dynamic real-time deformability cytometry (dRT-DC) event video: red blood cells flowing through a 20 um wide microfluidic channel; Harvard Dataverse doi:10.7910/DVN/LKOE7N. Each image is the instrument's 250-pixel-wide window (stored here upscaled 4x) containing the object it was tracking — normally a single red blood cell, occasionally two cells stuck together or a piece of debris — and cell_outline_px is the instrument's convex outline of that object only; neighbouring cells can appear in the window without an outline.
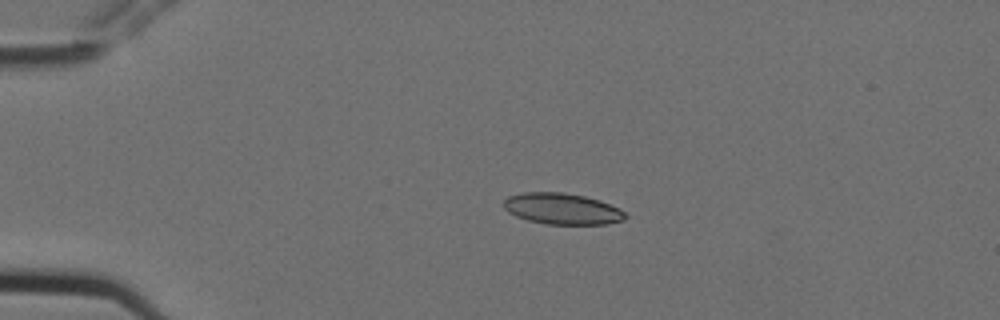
{"species": "Egyptian fruit bat (a non-hibernating species)", "species_latin": "Rousettus aegyptiacus", "temperature_condition": "cold", "stored_images_in_passage": 10, "camera_frame_rate_fps": 3000, "um_per_image_px": 0.085, "animal": {"sex": "female"}, "frame": {"image": 1, "passage_image": 3, "time_ms": 0.667, "image_size_px": [1000, 320], "cell_outline_px": [[628, 216], [624, 220], [608, 224], [548, 224], [528, 220], [516, 216], [508, 212], [504, 208], [504, 200], [508, 196], [524, 192], [564, 192], [584, 196], [600, 200], [620, 208]], "centroid_in_image_um": [47.81, 17.74], "position_along_channel_um": 37.2, "area_um2": 22.2}}
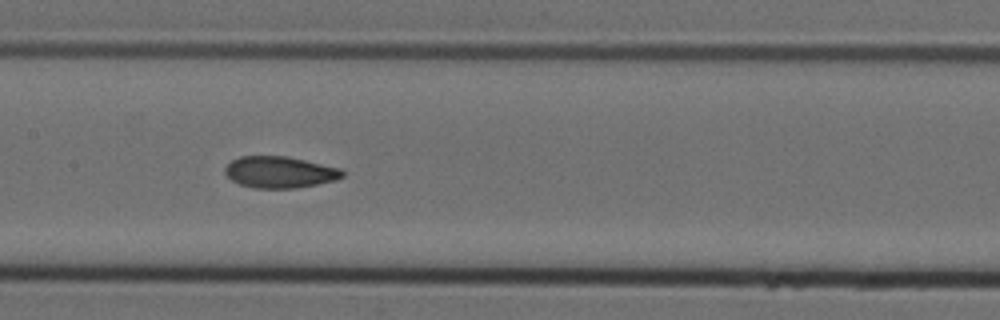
{"frame": {"image": 2, "passage_image": 7, "time_ms": 2.0, "image_size_px": [1000, 320], "cell_outline_px": [[344, 176], [336, 180], [296, 188], [252, 188], [240, 184], [232, 180], [224, 172], [224, 168], [232, 160], [240, 156], [288, 156], [340, 168], [344, 172]], "centroid_in_image_um": [23.77, 14.63], "position_along_channel_um": 183.6, "area_um2": 21.56}}
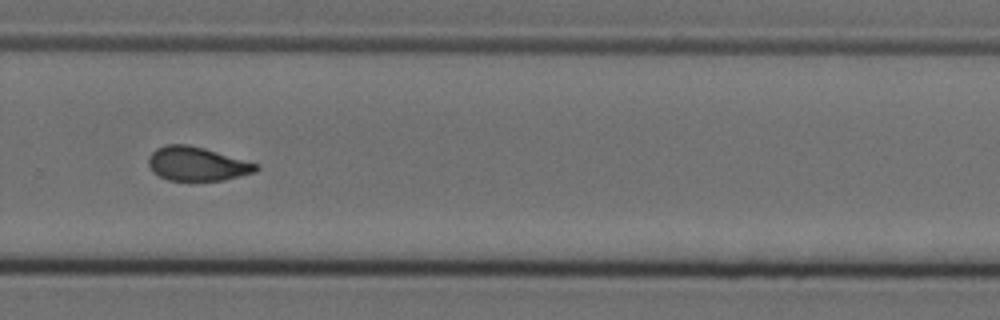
{"frame": {"image": 3, "passage_image": 10, "time_ms": 3.0, "image_size_px": [1000, 320], "cell_outline_px": [[260, 168], [256, 172], [224, 180], [168, 180], [152, 172], [148, 164], [148, 156], [156, 148], [168, 144], [188, 144], [204, 148], [260, 164]], "centroid_in_image_um": [16.76, 13.92], "position_along_channel_um": 313.0, "area_um2": 21.39}}